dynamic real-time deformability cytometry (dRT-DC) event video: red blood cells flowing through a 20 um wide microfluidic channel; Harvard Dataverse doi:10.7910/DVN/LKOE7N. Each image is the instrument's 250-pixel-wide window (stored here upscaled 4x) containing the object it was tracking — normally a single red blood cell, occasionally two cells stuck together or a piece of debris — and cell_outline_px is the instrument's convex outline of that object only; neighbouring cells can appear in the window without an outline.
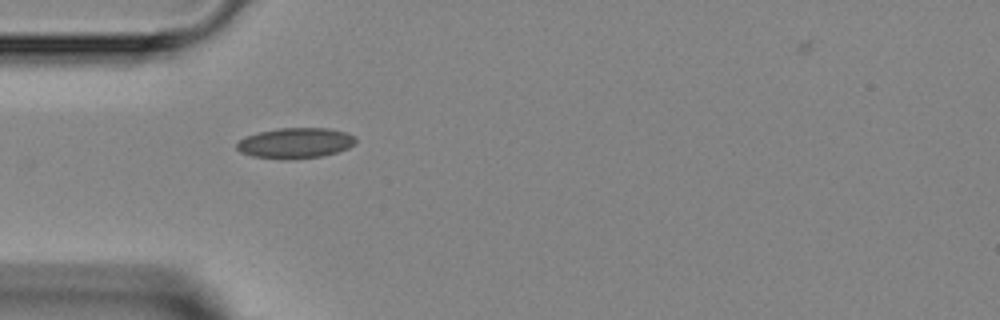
{"species": "Egyptian fruit bat (a non-hibernating species)", "species_latin": "Rousettus aegyptiacus", "temperature_condition": "room temperature", "stored_images_in_passage": 5, "camera_frame_rate_fps": 3000, "um_per_image_px": 0.085, "animal": {"sex": "female"}, "frame": {"image": 1, "passage_image": 3, "time_ms": 2.333, "image_size_px": [1000, 320], "cell_outline_px": [[356, 140], [348, 148], [336, 152], [320, 156], [280, 160], [252, 156], [240, 152], [236, 148], [236, 144], [244, 136], [276, 128], [328, 128], [344, 132], [356, 136]], "centroid_in_image_um": [25.06, 12.16], "position_along_channel_um": 59.9, "area_um2": 21.1}}
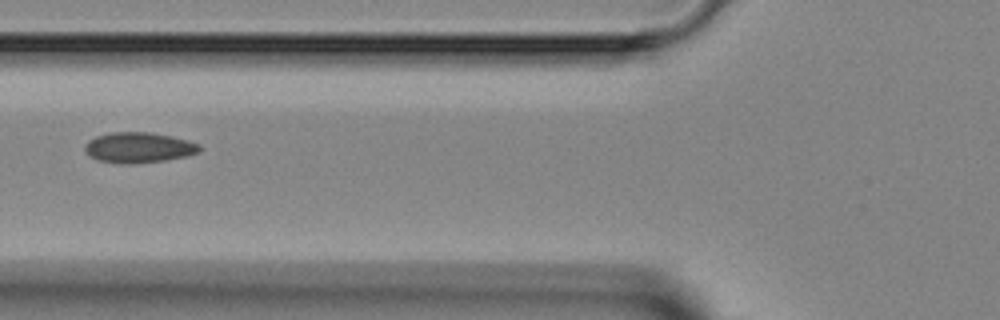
{"frame": {"image": 2, "passage_image": 4, "time_ms": 3.667, "image_size_px": [1000, 320], "cell_outline_px": [[200, 152], [188, 156], [164, 160], [132, 164], [124, 164], [96, 160], [88, 156], [84, 148], [88, 140], [96, 136], [108, 132], [152, 132], [172, 136], [188, 140], [200, 144]], "centroid_in_image_um": [11.78, 12.54], "position_along_channel_um": 114.0, "area_um2": 20.63}}
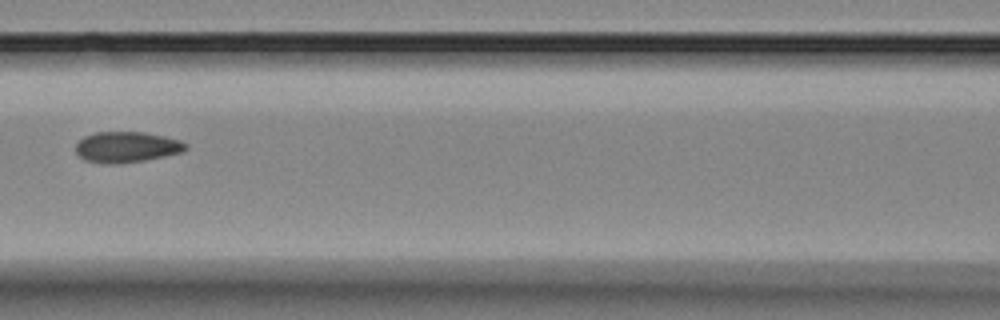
{"frame": {"image": 3, "passage_image": 5, "time_ms": 4.667, "image_size_px": [1000, 320], "cell_outline_px": [[188, 148], [180, 152], [164, 156], [144, 160], [116, 164], [108, 164], [84, 160], [76, 152], [76, 144], [84, 136], [96, 132], [144, 132], [164, 136], [180, 140], [188, 144]], "centroid_in_image_um": [10.76, 12.49], "position_along_channel_um": 155.8, "area_um2": 19.65}}